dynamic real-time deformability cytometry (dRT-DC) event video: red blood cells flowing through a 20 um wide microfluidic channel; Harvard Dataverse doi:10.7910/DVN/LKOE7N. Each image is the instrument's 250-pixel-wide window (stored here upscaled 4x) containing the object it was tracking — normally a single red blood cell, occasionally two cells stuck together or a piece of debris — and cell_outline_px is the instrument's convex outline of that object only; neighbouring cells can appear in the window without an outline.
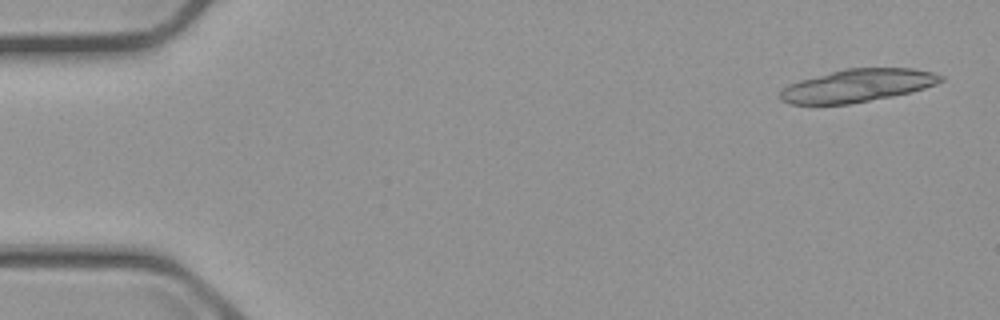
{"species": "common noctule bat (a hibernating species)", "species_latin": "Nyctalus noctula", "temperature_condition": "cold", "stored_images_in_passage": 6, "camera_frame_rate_fps": 3000, "um_per_image_px": 0.085, "animal": {"sex": "male", "body_mass_g": 23.1, "forearm_length_mm": 52.7}, "frame": {"image": 1, "passage_image": 1, "time_ms": 0.0, "image_size_px": [1000, 320], "cell_outline_px": [[944, 80], [936, 84], [912, 92], [892, 96], [848, 104], [792, 104], [780, 100], [780, 92], [788, 84], [800, 80], [844, 68], [912, 68], [932, 72], [944, 76]], "centroid_in_image_um": [72.9, 7.27], "position_along_channel_um": 12.1, "area_um2": 30.63}}